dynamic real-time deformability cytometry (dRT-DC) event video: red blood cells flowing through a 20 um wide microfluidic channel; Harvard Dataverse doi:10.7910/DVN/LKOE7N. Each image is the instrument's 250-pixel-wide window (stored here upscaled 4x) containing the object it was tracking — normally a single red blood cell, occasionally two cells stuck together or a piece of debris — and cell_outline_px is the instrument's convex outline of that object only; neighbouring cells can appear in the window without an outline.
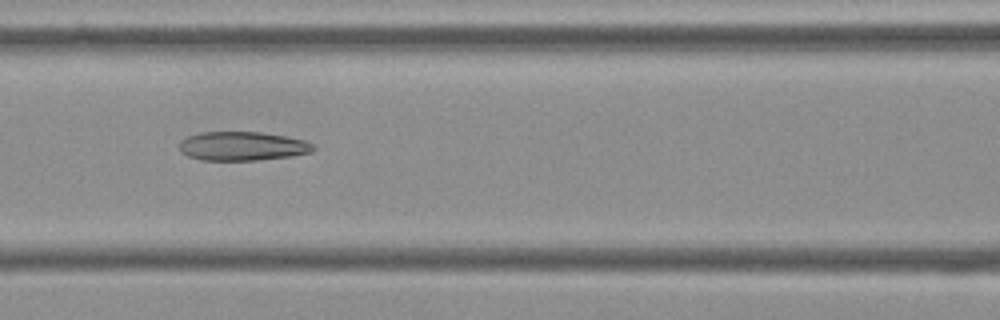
{"species": "Egyptian fruit bat (a non-hibernating species)", "species_latin": "Rousettus aegyptiacus", "temperature_condition": "cold", "stored_images_in_passage": 4, "camera_frame_rate_fps": 3000, "um_per_image_px": 0.085, "frame": {"image": 1, "passage_image": 3, "time_ms": 0.667, "image_size_px": [1000, 320], "cell_outline_px": [[316, 148], [312, 152], [292, 156], [256, 160], [200, 160], [188, 156], [180, 152], [180, 140], [188, 136], [200, 132], [260, 132], [288, 136], [304, 140], [312, 144]], "centroid_in_image_um": [20.6, 12.42], "position_along_channel_um": 146.0, "area_um2": 22.72}}
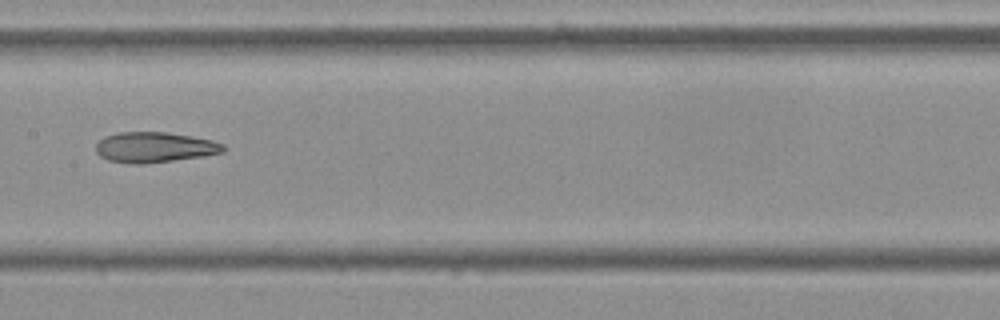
{"frame": {"image": 2, "passage_image": 4, "time_ms": 1.0, "image_size_px": [1000, 320], "cell_outline_px": [[228, 148], [224, 152], [204, 156], [144, 164], [132, 164], [108, 160], [100, 156], [96, 152], [96, 144], [104, 136], [116, 132], [168, 132], [192, 136], [212, 140], [224, 144]], "centroid_in_image_um": [13.15, 12.51], "position_along_channel_um": 194.2, "area_um2": 22.83}}